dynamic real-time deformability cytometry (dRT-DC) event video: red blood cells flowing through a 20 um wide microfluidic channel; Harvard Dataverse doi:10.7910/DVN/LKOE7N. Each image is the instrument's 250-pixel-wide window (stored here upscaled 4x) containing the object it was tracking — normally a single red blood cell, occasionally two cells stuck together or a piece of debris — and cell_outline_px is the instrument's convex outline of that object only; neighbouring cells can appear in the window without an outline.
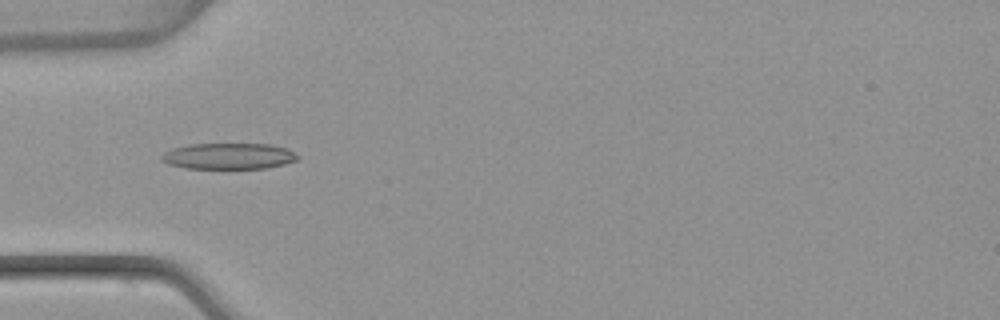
{"species": "common noctule bat (a hibernating species)", "species_latin": "Nyctalus noctula", "temperature_condition": "warm", "stored_images_in_passage": 53, "camera_frame_rate_fps": 3000, "um_per_image_px": 0.085, "animal": {"sex": "female", "body_mass_g": 22.7, "forearm_length_mm": 54.2}, "frame": {"image": 1, "passage_image": 17, "time_ms": 5.333, "image_size_px": [1000, 320], "cell_outline_px": [[300, 156], [296, 160], [284, 164], [264, 168], [184, 168], [168, 164], [160, 160], [160, 156], [164, 152], [172, 148], [188, 144], [268, 144], [288, 148]], "centroid_in_image_um": [19.41, 13.26], "position_along_channel_um": 65.6, "area_um2": 20.75}}
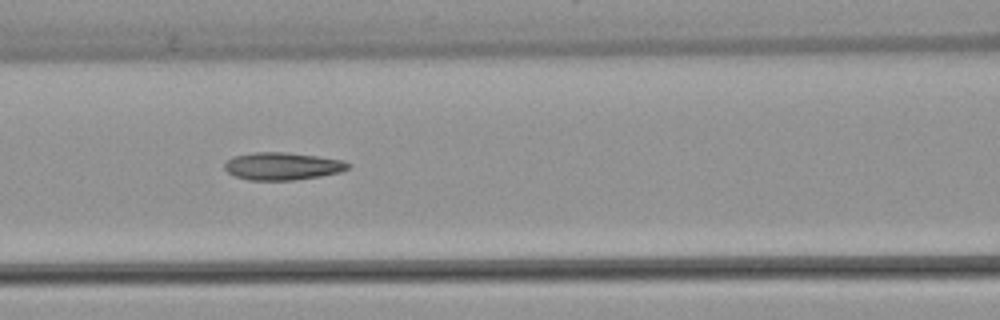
{"frame": {"image": 2, "passage_image": 23, "time_ms": 7.333, "image_size_px": [1000, 320], "cell_outline_px": [[352, 164], [348, 168], [340, 172], [320, 176], [292, 180], [248, 180], [236, 176], [228, 172], [224, 168], [224, 164], [232, 156], [252, 152], [284, 152], [320, 156], [344, 160]], "centroid_in_image_um": [24.02, 14.11], "position_along_channel_um": 142.6, "area_um2": 19.94}}
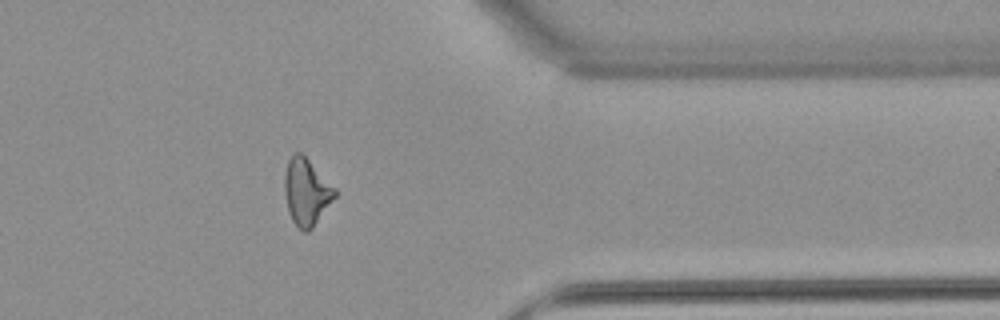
{"frame": {"image": 3, "passage_image": 43, "time_ms": 14.0, "image_size_px": [1000, 320], "cell_outline_px": [[336, 196], [312, 228], [308, 232], [304, 232], [292, 220], [288, 212], [284, 192], [284, 176], [288, 160], [296, 152], [300, 152], [336, 188]], "centroid_in_image_um": [26.03, 16.32], "position_along_channel_um": 385.4, "area_um2": 19.31}, "authors_computed_cell_mechanics": {"area_um2": 19.941, "velocity_mm_per_s": 3.8624, "shape_relaxation_time_tau1_ms": null, "shape_relaxation_time_tau2_ms": 3.413, "deformation_change_tau1": null, "deformation_change_tau2": 0.1415}}